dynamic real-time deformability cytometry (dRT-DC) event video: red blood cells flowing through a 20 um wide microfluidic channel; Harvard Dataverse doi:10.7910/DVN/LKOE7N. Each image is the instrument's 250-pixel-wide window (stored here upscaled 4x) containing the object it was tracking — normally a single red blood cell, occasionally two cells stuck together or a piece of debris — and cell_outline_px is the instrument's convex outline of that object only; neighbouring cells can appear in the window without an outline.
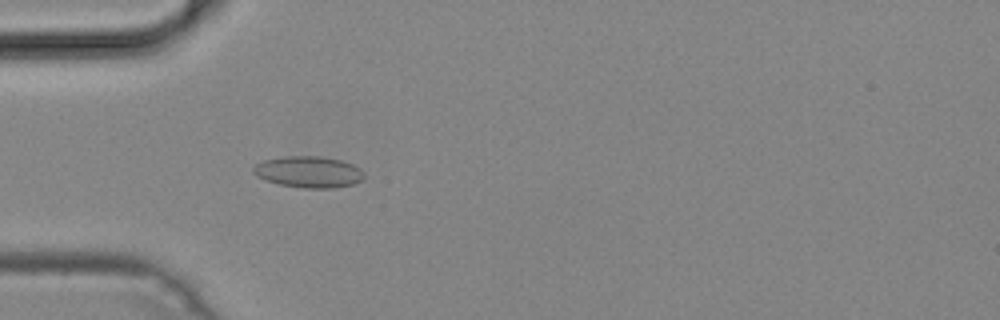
{"species": "common noctule bat (a hibernating species)", "species_latin": "Nyctalus noctula", "temperature_condition": "cold", "stored_images_in_passage": 37, "camera_frame_rate_fps": 3000, "um_per_image_px": 0.085, "animal": {"sex": "male", "body_mass_g": 19.2, "forearm_length_mm": 51.8}, "frame": {"image": 1, "passage_image": 2, "time_ms": 0.333, "image_size_px": [1000, 320], "cell_outline_px": [[364, 180], [352, 184], [332, 188], [304, 188], [280, 184], [256, 176], [252, 172], [252, 168], [256, 164], [264, 160], [284, 156], [320, 156], [340, 160], [352, 164], [360, 168], [364, 172]], "centroid_in_image_um": [26.25, 14.61], "position_along_channel_um": 58.8, "area_um2": 20.23}}
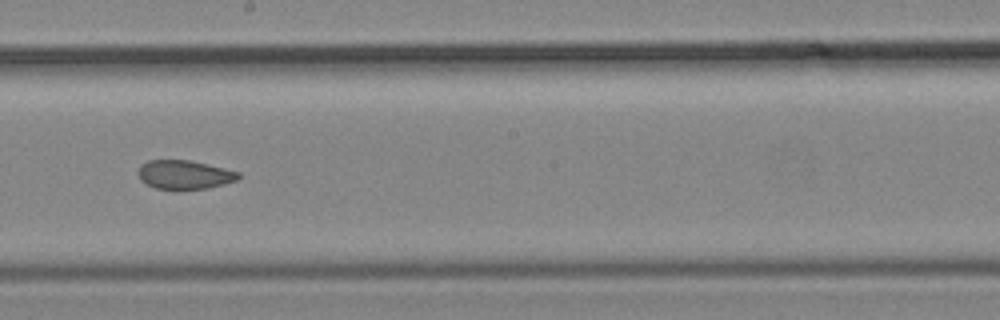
{"frame": {"image": 2, "passage_image": 15, "time_ms": 4.667, "image_size_px": [1000, 320], "cell_outline_px": [[240, 176], [236, 180], [224, 184], [208, 188], [156, 188], [140, 180], [140, 164], [148, 160], [188, 160], [224, 168], [240, 172]], "centroid_in_image_um": [15.7, 14.83], "position_along_channel_um": 232.5, "area_um2": 16.42}}
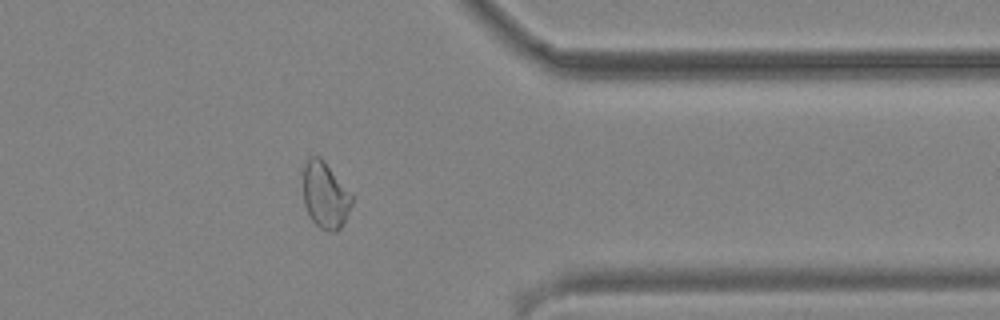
{"frame": {"image": 3, "passage_image": 27, "time_ms": 8.667, "image_size_px": [1000, 320], "cell_outline_px": [[352, 204], [344, 224], [336, 232], [328, 232], [320, 228], [312, 220], [304, 204], [304, 164], [308, 156], [320, 156], [324, 160], [352, 196]], "centroid_in_image_um": [27.64, 16.61], "position_along_channel_um": 383.8, "area_um2": 18.73}}